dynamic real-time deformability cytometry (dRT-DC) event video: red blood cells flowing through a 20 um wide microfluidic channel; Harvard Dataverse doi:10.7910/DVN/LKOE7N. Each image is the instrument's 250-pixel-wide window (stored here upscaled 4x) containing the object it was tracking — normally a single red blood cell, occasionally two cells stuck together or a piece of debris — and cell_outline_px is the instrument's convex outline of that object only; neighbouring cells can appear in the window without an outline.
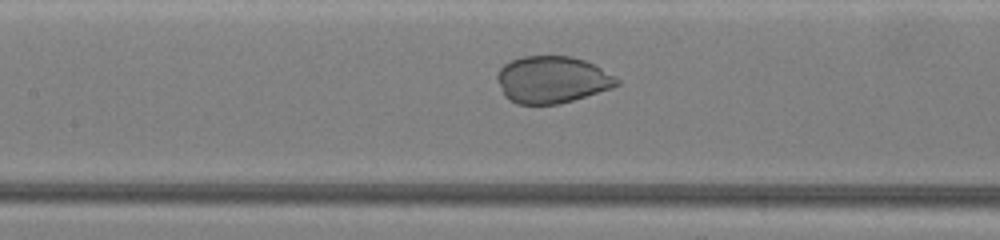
{"species": "common noctule bat (a hibernating species)", "species_latin": "Nyctalus noctula", "temperature_condition": "warm", "stored_images_in_passage": 55, "camera_frame_rate_fps": 3000, "um_per_image_px": 0.085, "animal": {"sex": "female", "body_mass_g": 19.5, "forearm_length_mm": 54.1}, "frame": {"image": 1, "passage_image": 31, "time_ms": 10.0, "image_size_px": [1000, 240], "cell_outline_px": [[620, 84], [612, 88], [560, 104], [516, 104], [508, 100], [504, 96], [496, 76], [500, 68], [504, 64], [512, 60], [524, 56], [572, 56], [584, 60], [616, 76], [620, 80]], "centroid_in_image_um": [46.93, 6.78], "position_along_channel_um": 160.5, "area_um2": 32.77}}
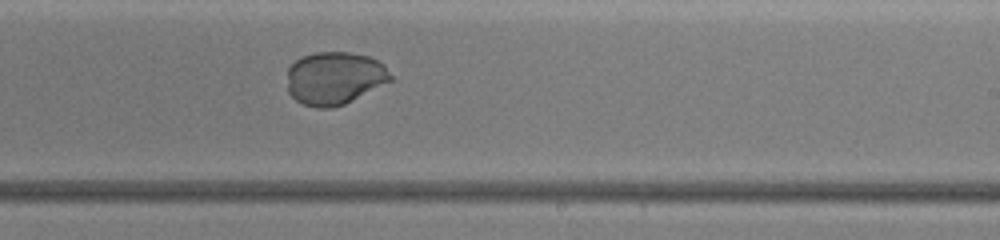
{"frame": {"image": 2, "passage_image": 41, "time_ms": 13.333, "image_size_px": [1000, 240], "cell_outline_px": [[392, 80], [344, 104], [332, 108], [316, 108], [304, 104], [296, 100], [288, 92], [288, 68], [296, 60], [304, 56], [316, 52], [348, 52], [368, 56], [384, 64], [392, 76]], "centroid_in_image_um": [28.43, 6.64], "position_along_channel_um": 260.6, "area_um2": 31.67}}
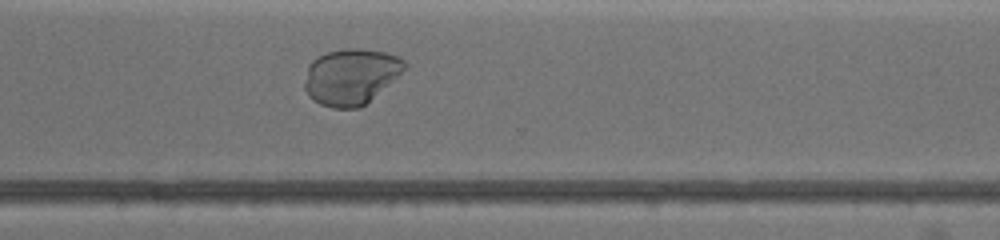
{"frame": {"image": 3, "passage_image": 49, "time_ms": 16.0, "image_size_px": [1000, 240], "cell_outline_px": [[408, 64], [396, 76], [360, 108], [332, 108], [320, 104], [312, 100], [308, 96], [304, 88], [304, 84], [308, 64], [312, 60], [328, 52], [344, 48], [364, 48], [384, 52], [400, 56]], "centroid_in_image_um": [29.78, 6.49], "position_along_channel_um": 340.8, "area_um2": 32.37}}